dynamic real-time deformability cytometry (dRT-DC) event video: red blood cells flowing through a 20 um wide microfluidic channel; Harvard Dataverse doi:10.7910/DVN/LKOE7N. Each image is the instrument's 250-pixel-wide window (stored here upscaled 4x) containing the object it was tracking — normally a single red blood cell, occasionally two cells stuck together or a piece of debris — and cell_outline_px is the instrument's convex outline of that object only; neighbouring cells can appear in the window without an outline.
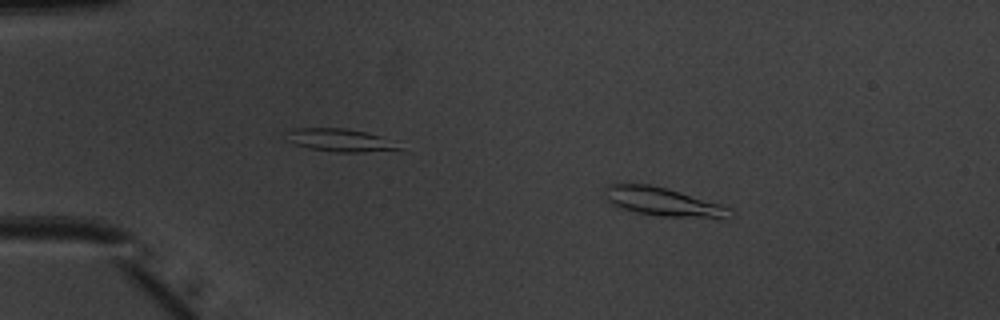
{"species": "common noctule bat (a hibernating species)", "species_latin": "Nyctalus noctula", "temperature_condition": "warm", "stored_images_in_passage": 51, "camera_frame_rate_fps": 3000, "um_per_image_px": 0.085, "animal": {"sex": "male", "body_mass_g": 20.1, "forearm_length_mm": 53.5}, "frame": {"image": 1, "passage_image": 9, "time_ms": 2.667, "image_size_px": [1000, 320], "cell_outline_px": [[736, 212], [728, 220], [660, 216], [636, 212], [624, 208], [608, 200], [604, 188], [608, 184], [652, 184], [720, 204]], "centroid_in_image_um": [56.5, 17.19], "position_along_channel_um": 28.5, "area_um2": 20.87}}
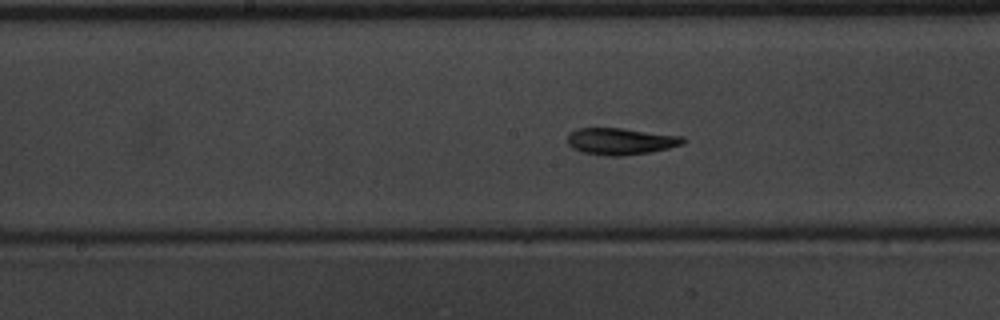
{"frame": {"image": 2, "passage_image": 27, "time_ms": 8.667, "image_size_px": [1000, 320], "cell_outline_px": [[688, 140], [684, 144], [668, 148], [648, 152], [624, 156], [604, 156], [584, 152], [572, 148], [568, 144], [568, 132], [580, 128], [620, 128], [684, 136]], "centroid_in_image_um": [52.78, 12.01], "position_along_channel_um": 195.4, "area_um2": 18.09}}
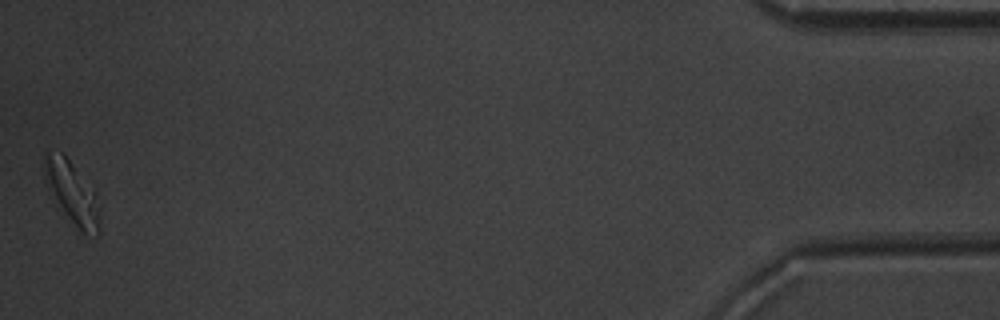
{"frame": {"image": 3, "passage_image": 51, "time_ms": 16.667, "image_size_px": [1000, 320], "cell_outline_px": [[100, 236], [96, 236], [80, 232], [56, 208], [44, 180], [44, 156], [48, 152], [64, 152], [96, 192], [100, 208]], "centroid_in_image_um": [6.13, 16.44], "position_along_channel_um": 429.1, "area_um2": 21.27}, "authors_computed_cell_mechanics": {"area_um2": 17.9758, "velocity_mm_per_s": 3.9782, "shape_relaxation_time_tau1_ms": 3.0279, "shape_relaxation_time_tau2_ms": 2.4314, "deformation_change_tau1": 0.1516, "deformation_change_tau2": 0.0739}}